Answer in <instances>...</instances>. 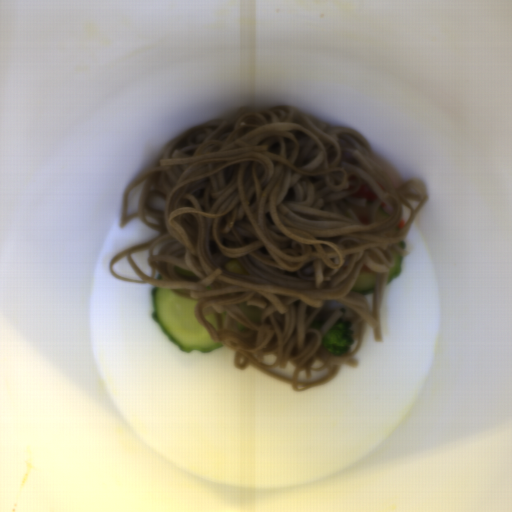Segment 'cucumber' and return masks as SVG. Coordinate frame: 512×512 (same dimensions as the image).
<instances>
[{
	"instance_id": "8b760119",
	"label": "cucumber",
	"mask_w": 512,
	"mask_h": 512,
	"mask_svg": "<svg viewBox=\"0 0 512 512\" xmlns=\"http://www.w3.org/2000/svg\"><path fill=\"white\" fill-rule=\"evenodd\" d=\"M150 318L168 341L177 345L184 354L198 351L208 354L223 343L214 342L208 329L195 318L197 301L177 295L172 289L154 288L151 292Z\"/></svg>"
},
{
	"instance_id": "586b57bf",
	"label": "cucumber",
	"mask_w": 512,
	"mask_h": 512,
	"mask_svg": "<svg viewBox=\"0 0 512 512\" xmlns=\"http://www.w3.org/2000/svg\"><path fill=\"white\" fill-rule=\"evenodd\" d=\"M375 282L376 274L374 271L373 273H361L360 271L358 277L352 285L351 291L369 296L375 291Z\"/></svg>"
},
{
	"instance_id": "888e309b",
	"label": "cucumber",
	"mask_w": 512,
	"mask_h": 512,
	"mask_svg": "<svg viewBox=\"0 0 512 512\" xmlns=\"http://www.w3.org/2000/svg\"><path fill=\"white\" fill-rule=\"evenodd\" d=\"M393 261H394V265L389 268L390 272L388 274V279H387L386 286L389 283H391L396 276H399L400 274H402L403 263H404L402 255H399L398 252L394 251V253H393Z\"/></svg>"
},
{
	"instance_id": "2a18db57",
	"label": "cucumber",
	"mask_w": 512,
	"mask_h": 512,
	"mask_svg": "<svg viewBox=\"0 0 512 512\" xmlns=\"http://www.w3.org/2000/svg\"><path fill=\"white\" fill-rule=\"evenodd\" d=\"M239 309L242 310L249 320L252 322H259L262 318L261 311L256 309L255 307H251L248 305H238Z\"/></svg>"
},
{
	"instance_id": "734fbe4a",
	"label": "cucumber",
	"mask_w": 512,
	"mask_h": 512,
	"mask_svg": "<svg viewBox=\"0 0 512 512\" xmlns=\"http://www.w3.org/2000/svg\"><path fill=\"white\" fill-rule=\"evenodd\" d=\"M225 271L232 272L234 274L243 273V268L237 262H228L225 267Z\"/></svg>"
},
{
	"instance_id": "9523449b",
	"label": "cucumber",
	"mask_w": 512,
	"mask_h": 512,
	"mask_svg": "<svg viewBox=\"0 0 512 512\" xmlns=\"http://www.w3.org/2000/svg\"><path fill=\"white\" fill-rule=\"evenodd\" d=\"M389 213L384 210L381 206L378 207L377 209V213H376V217H375V220L378 222V221H384L386 220L387 218H389Z\"/></svg>"
},
{
	"instance_id": "570f5f39",
	"label": "cucumber",
	"mask_w": 512,
	"mask_h": 512,
	"mask_svg": "<svg viewBox=\"0 0 512 512\" xmlns=\"http://www.w3.org/2000/svg\"><path fill=\"white\" fill-rule=\"evenodd\" d=\"M204 319L212 326L214 330H218L217 319L214 313L204 316Z\"/></svg>"
},
{
	"instance_id": "eb4e599e",
	"label": "cucumber",
	"mask_w": 512,
	"mask_h": 512,
	"mask_svg": "<svg viewBox=\"0 0 512 512\" xmlns=\"http://www.w3.org/2000/svg\"><path fill=\"white\" fill-rule=\"evenodd\" d=\"M175 270L177 274H183V275H189V276H197V273L191 271V270H185L179 266L176 265Z\"/></svg>"
},
{
	"instance_id": "d16d356f",
	"label": "cucumber",
	"mask_w": 512,
	"mask_h": 512,
	"mask_svg": "<svg viewBox=\"0 0 512 512\" xmlns=\"http://www.w3.org/2000/svg\"><path fill=\"white\" fill-rule=\"evenodd\" d=\"M220 317H221L222 327L224 329H227V314H226V312L222 311L220 314Z\"/></svg>"
},
{
	"instance_id": "6e59e6d7",
	"label": "cucumber",
	"mask_w": 512,
	"mask_h": 512,
	"mask_svg": "<svg viewBox=\"0 0 512 512\" xmlns=\"http://www.w3.org/2000/svg\"><path fill=\"white\" fill-rule=\"evenodd\" d=\"M396 246L399 247L400 249L405 250L406 242L403 240V241H401L399 243H396Z\"/></svg>"
}]
</instances>
